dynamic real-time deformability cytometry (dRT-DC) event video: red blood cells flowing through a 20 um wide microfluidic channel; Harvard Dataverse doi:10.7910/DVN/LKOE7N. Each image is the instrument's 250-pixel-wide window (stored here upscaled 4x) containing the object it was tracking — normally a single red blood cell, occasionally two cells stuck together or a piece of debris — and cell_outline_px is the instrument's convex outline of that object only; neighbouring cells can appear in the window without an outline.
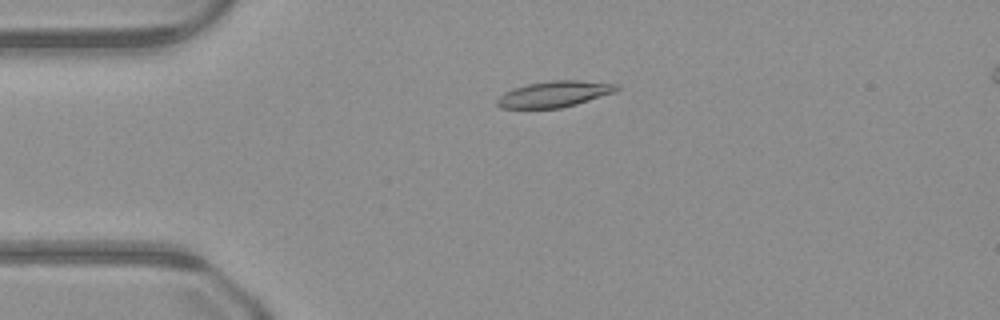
{"species": "common noctule bat (a hibernating species)", "species_latin": "Nyctalus noctula", "temperature_condition": "warm", "stored_images_in_passage": 50, "camera_frame_rate_fps": 3000, "um_per_image_px": 0.085, "animal": {"sex": "male", "body_mass_g": 23.1, "forearm_length_mm": 52.7}, "frame": {"image": 1, "passage_image": 12, "time_ms": 3.667, "image_size_px": [1000, 320], "cell_outline_px": [[620, 88], [616, 92], [576, 104], [560, 108], [500, 108], [496, 104], [496, 100], [504, 92], [512, 88], [528, 84], [552, 80], [580, 80], [620, 84]], "centroid_in_image_um": [47.14, 7.99], "position_along_channel_um": 37.9, "area_um2": 18.26}}
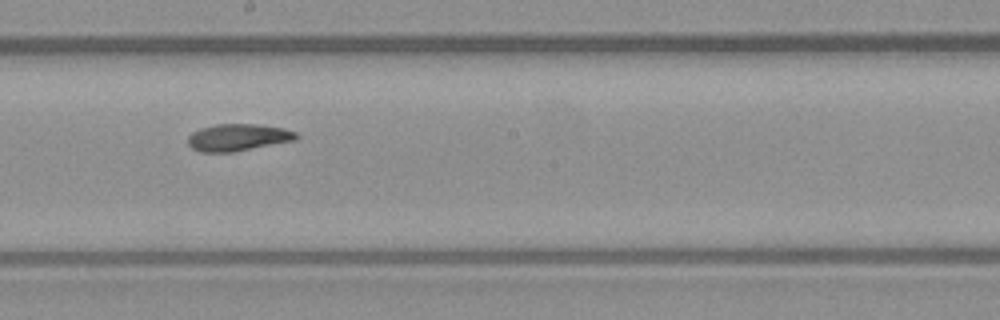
{"frame": {"image": 2, "passage_image": 28, "time_ms": 9.0, "image_size_px": [1000, 320], "cell_outline_px": [[300, 136], [296, 140], [232, 152], [200, 152], [192, 148], [188, 144], [188, 136], [192, 132], [200, 128], [216, 124], [256, 124], [284, 128], [296, 132]], "centroid_in_image_um": [20.23, 11.67], "position_along_channel_um": 228.0, "area_um2": 17.11}}
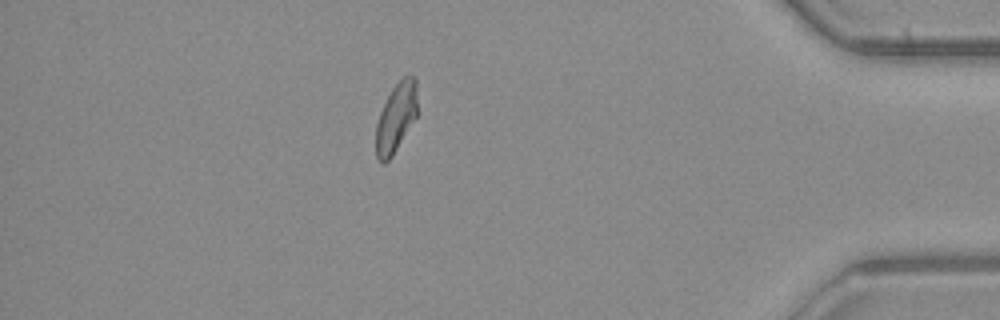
{"frame": {"image": 3, "passage_image": 44, "time_ms": 14.333, "image_size_px": [1000, 320], "cell_outline_px": [[416, 116], [392, 156], [384, 164], [376, 156], [376, 124], [380, 112], [392, 88], [404, 76], [412, 76], [416, 80]], "centroid_in_image_um": [33.64, 10.0], "position_along_channel_um": 401.6, "area_um2": 16.24}}